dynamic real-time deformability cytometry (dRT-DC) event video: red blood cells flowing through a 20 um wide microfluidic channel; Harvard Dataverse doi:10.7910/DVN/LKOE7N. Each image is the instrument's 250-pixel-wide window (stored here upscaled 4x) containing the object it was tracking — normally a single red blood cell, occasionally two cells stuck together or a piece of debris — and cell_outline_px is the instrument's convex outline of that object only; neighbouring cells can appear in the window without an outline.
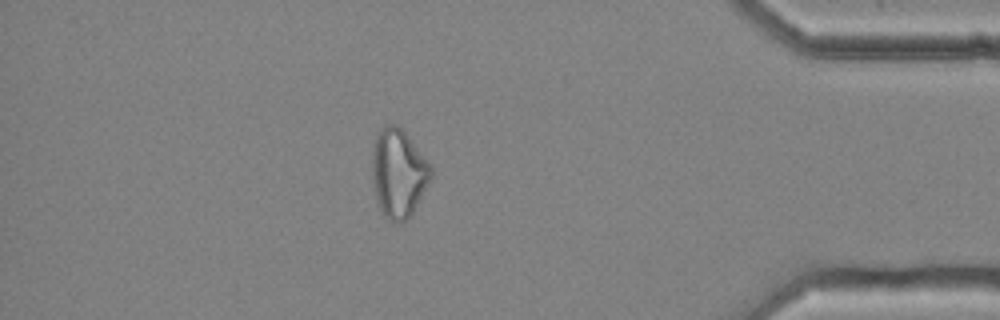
{"species": "common noctule bat (a hibernating species)", "species_latin": "Nyctalus noctula", "temperature_condition": "cold", "stored_images_in_passage": 48, "camera_frame_rate_fps": 3000, "um_per_image_px": 0.085, "animal": {"sex": "female", "body_mass_g": 25.1}, "frame": {"image": 1, "passage_image": 41, "time_ms": 13.333, "image_size_px": [1000, 320], "cell_outline_px": [[432, 180], [412, 212], [400, 224], [392, 224], [384, 216], [376, 200], [372, 180], [372, 144], [376, 132], [384, 124], [396, 124], [404, 132], [432, 168]], "centroid_in_image_um": [33.83, 14.73], "position_along_channel_um": 401.4, "area_um2": 30.52}, "authors_computed_cell_mechanics": {"area_um2": 29.8826, "velocity_mm_per_s": 3.6783, "shape_relaxation_time_tau1_ms": null, "shape_relaxation_time_tau2_ms": 3.1808, "deformation_change_tau1": null, "deformation_change_tau2": 0.1218}}